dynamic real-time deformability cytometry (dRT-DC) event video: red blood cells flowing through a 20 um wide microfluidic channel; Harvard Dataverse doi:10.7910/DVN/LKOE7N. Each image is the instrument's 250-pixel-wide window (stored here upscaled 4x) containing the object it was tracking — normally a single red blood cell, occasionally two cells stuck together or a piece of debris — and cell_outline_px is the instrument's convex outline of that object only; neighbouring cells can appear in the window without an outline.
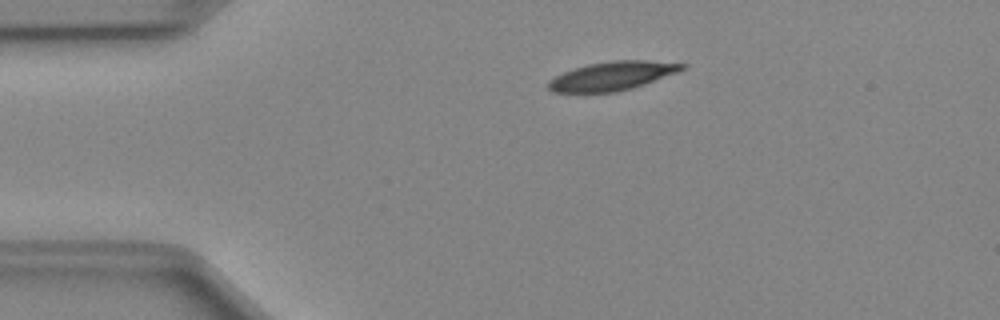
{"species": "Egyptian fruit bat (a non-hibernating species)", "species_latin": "Rousettus aegyptiacus", "temperature_condition": "cold", "stored_images_in_passage": 41, "camera_frame_rate_fps": 3000, "um_per_image_px": 0.085, "animal": {"sex": "female"}, "frame": {"image": 1, "passage_image": 1, "time_ms": 0.0, "image_size_px": [1000, 320], "cell_outline_px": [[688, 68], [644, 84], [632, 88], [616, 92], [552, 92], [548, 88], [548, 80], [564, 72], [588, 64], [612, 60], [648, 60], [688, 64]], "centroid_in_image_um": [52.07, 6.44], "position_along_channel_um": 32.9, "area_um2": 22.31}}
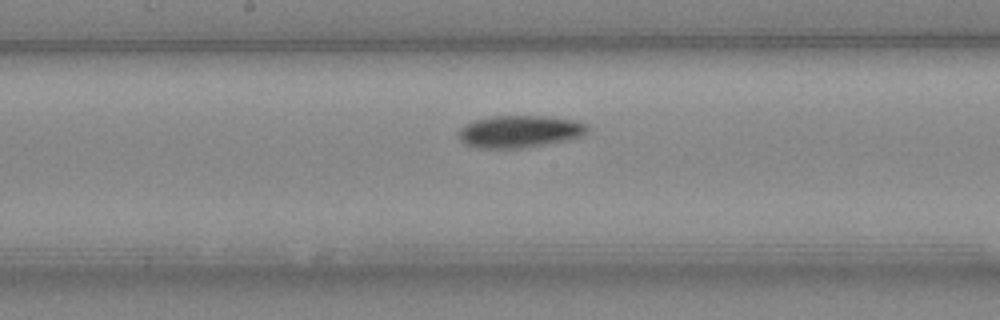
{"frame": {"image": 2, "passage_image": 17, "time_ms": 5.333, "image_size_px": [1000, 320], "cell_outline_px": [[592, 132], [584, 136], [568, 140], [520, 148], [476, 148], [464, 144], [460, 140], [460, 128], [464, 124], [472, 120], [492, 116], [544, 116], [572, 120], [588, 124], [592, 128]], "centroid_in_image_um": [44.22, 11.17], "position_along_channel_um": 204.0, "area_um2": 24.51}}
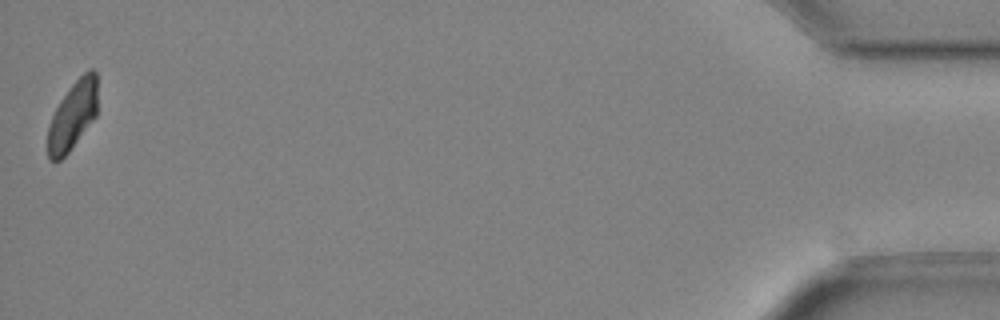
{"frame": {"image": 3, "passage_image": 41, "time_ms": 13.333, "image_size_px": [1000, 320], "cell_outline_px": [[96, 116], [68, 152], [60, 160], [48, 160], [48, 124], [60, 100], [72, 84], [88, 68], [92, 68], [96, 72]], "centroid_in_image_um": [6.16, 9.81], "position_along_channel_um": 429.0, "area_um2": 19.54}, "authors_computed_cell_mechanics": {"area_um2": 23.0044, "velocity_mm_per_s": 3.9972, "shape_relaxation_time_tau1_ms": 3.5139, "shape_relaxation_time_tau2_ms": 5.0523, "deformation_change_tau1": 0.1269, "deformation_change_tau2": 0.0962}}